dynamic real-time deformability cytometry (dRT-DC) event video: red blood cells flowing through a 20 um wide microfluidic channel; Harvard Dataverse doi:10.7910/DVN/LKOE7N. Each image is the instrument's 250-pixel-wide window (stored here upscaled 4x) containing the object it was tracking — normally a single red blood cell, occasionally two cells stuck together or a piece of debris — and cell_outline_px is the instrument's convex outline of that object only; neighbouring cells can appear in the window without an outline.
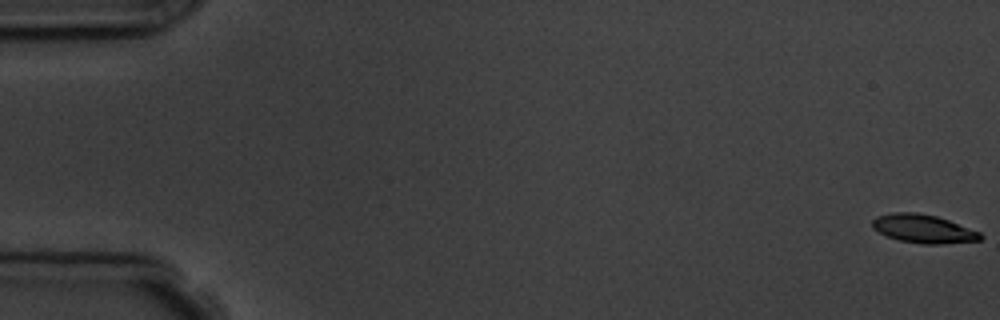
{"species": "common noctule bat (a hibernating species)", "species_latin": "Nyctalus noctula", "temperature_condition": "room temperature", "stored_images_in_passage": 5, "camera_frame_rate_fps": 3000, "um_per_image_px": 0.085, "animal": {"sex": "male", "body_mass_g": 19.5, "forearm_length_mm": 54.6}, "frame": {"image": 1, "passage_image": 1, "time_ms": 0.0, "image_size_px": [1000, 320], "cell_outline_px": [[984, 236], [980, 240], [940, 244], [924, 244], [900, 240], [888, 236], [872, 228], [872, 220], [876, 216], [892, 212], [916, 212], [936, 216], [948, 220], [980, 232]], "centroid_in_image_um": [78.47, 19.43], "position_along_channel_um": 6.5, "area_um2": 17.8}}
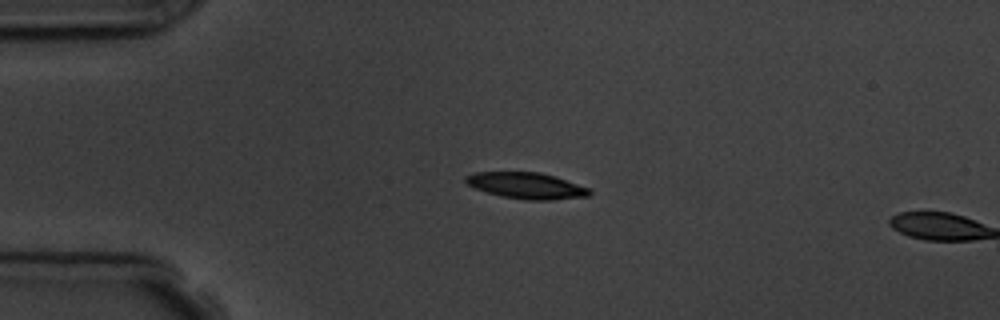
{"frame": {"image": 2, "passage_image": 4, "time_ms": 4.333, "image_size_px": [1000, 320], "cell_outline_px": [[592, 192], [588, 196], [548, 200], [524, 200], [504, 196], [488, 192], [476, 188], [468, 184], [464, 180], [464, 176], [476, 172], [540, 172], [556, 176], [588, 188]], "centroid_in_image_um": [44.75, 15.77], "position_along_channel_um": 40.2, "area_um2": 18.73}}